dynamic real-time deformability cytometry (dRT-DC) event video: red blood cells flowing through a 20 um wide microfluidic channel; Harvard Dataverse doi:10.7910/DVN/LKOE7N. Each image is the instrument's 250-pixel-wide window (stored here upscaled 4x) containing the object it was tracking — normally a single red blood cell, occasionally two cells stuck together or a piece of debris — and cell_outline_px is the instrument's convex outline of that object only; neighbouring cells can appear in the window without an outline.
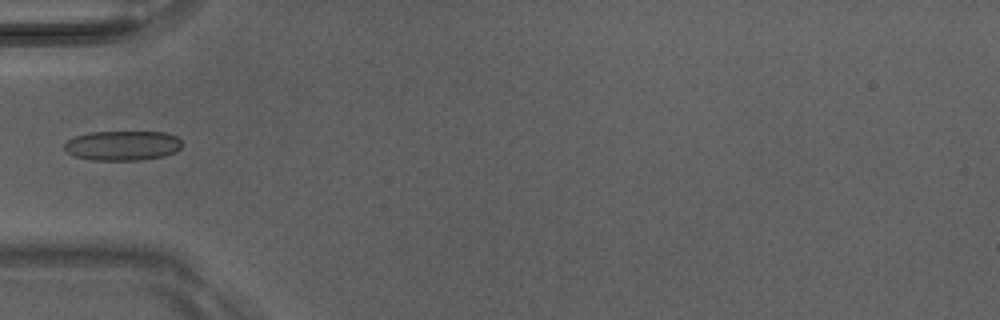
{"species": "Egyptian fruit bat (a non-hibernating species)", "species_latin": "Rousettus aegyptiacus", "temperature_condition": "room temperature", "stored_images_in_passage": 6, "camera_frame_rate_fps": 3000, "um_per_image_px": 0.085, "animal": {"sex": "male"}, "frame": {"image": 1, "passage_image": 5, "time_ms": 1.333, "image_size_px": [1000, 320], "cell_outline_px": [[180, 148], [176, 152], [164, 156], [140, 160], [92, 160], [72, 156], [64, 148], [64, 144], [68, 140], [76, 136], [92, 132], [164, 132], [176, 136], [180, 140]], "centroid_in_image_um": [10.41, 12.38], "position_along_channel_um": 74.6, "area_um2": 20.35}}